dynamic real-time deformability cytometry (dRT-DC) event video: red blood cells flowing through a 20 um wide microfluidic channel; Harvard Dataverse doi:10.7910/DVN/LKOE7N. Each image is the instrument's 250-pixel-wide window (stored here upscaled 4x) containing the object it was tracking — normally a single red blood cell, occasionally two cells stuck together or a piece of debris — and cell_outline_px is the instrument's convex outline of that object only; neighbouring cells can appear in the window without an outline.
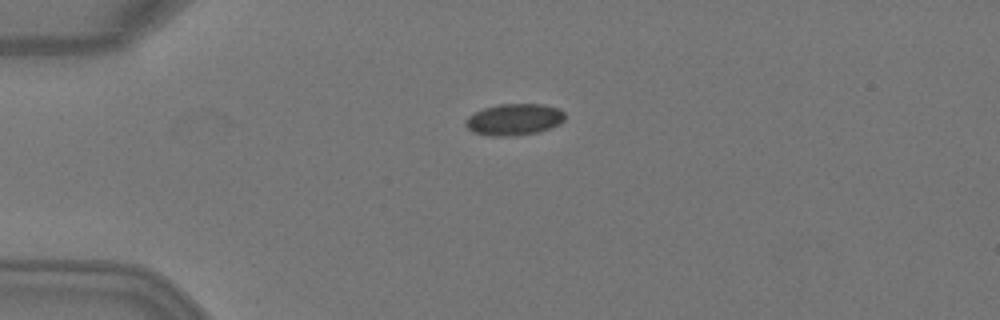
{"species": "Egyptian fruit bat (a non-hibernating species)", "species_latin": "Rousettus aegyptiacus", "temperature_condition": "warm", "stored_images_in_passage": 4, "camera_frame_rate_fps": 3000, "um_per_image_px": 0.085, "animal": {"sex": "female"}, "frame": {"image": 1, "passage_image": 4, "time_ms": 1.0, "image_size_px": [1000, 320], "cell_outline_px": [[564, 120], [560, 124], [540, 132], [516, 136], [488, 136], [472, 132], [464, 124], [464, 120], [472, 112], [484, 108], [500, 104], [544, 104], [560, 108], [564, 112]], "centroid_in_image_um": [43.69, 10.16], "position_along_channel_um": 41.3, "area_um2": 18.67}}